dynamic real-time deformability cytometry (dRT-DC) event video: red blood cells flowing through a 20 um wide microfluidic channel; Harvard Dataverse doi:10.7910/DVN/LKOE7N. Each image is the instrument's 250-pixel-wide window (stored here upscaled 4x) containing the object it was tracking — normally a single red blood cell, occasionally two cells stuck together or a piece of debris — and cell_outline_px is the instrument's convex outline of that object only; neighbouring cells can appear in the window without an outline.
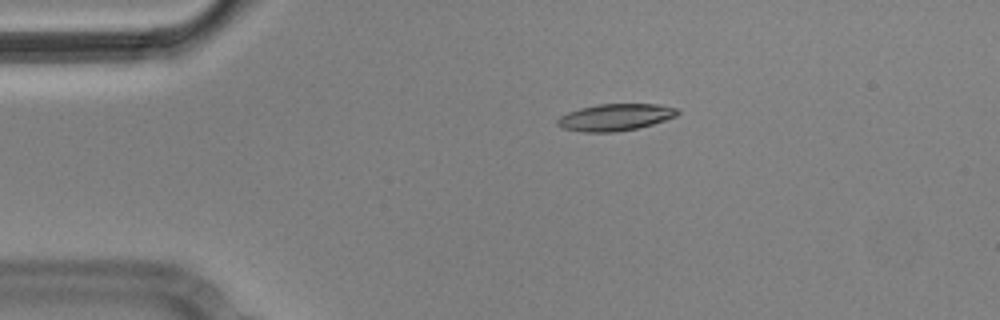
{"species": "Egyptian fruit bat (a non-hibernating species)", "species_latin": "Rousettus aegyptiacus", "temperature_condition": "cold", "stored_images_in_passage": 5, "camera_frame_rate_fps": 3000, "um_per_image_px": 0.085, "animal": {"sex": "male"}, "frame": {"image": 1, "passage_image": 3, "time_ms": 0.667, "image_size_px": [1000, 320], "cell_outline_px": [[680, 112], [676, 116], [652, 124], [636, 128], [616, 132], [584, 132], [564, 128], [556, 124], [556, 120], [560, 116], [568, 112], [580, 108], [600, 104], [656, 104], [676, 108]], "centroid_in_image_um": [52.28, 9.96], "position_along_channel_um": 32.7, "area_um2": 18.61}}